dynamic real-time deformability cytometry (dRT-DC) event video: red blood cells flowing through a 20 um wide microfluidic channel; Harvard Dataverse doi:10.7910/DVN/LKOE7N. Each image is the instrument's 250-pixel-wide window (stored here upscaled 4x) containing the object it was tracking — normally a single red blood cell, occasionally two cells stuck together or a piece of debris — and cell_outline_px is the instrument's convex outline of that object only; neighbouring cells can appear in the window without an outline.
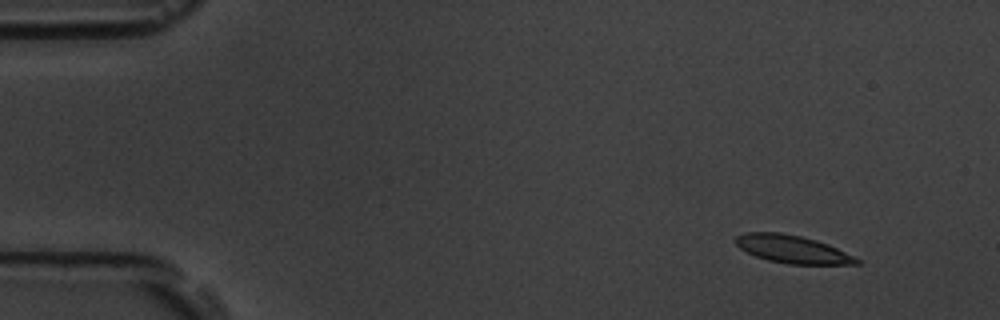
{"species": "common noctule bat (a hibernating species)", "species_latin": "Nyctalus noctula", "temperature_condition": "room temperature", "stored_images_in_passage": 50, "camera_frame_rate_fps": 3000, "um_per_image_px": 0.085, "animal": {"sex": "male", "body_mass_g": 19.5, "forearm_length_mm": 54.6}, "frame": {"image": 1, "passage_image": 1, "time_ms": 0.0, "image_size_px": [1000, 320], "cell_outline_px": [[860, 264], [788, 264], [768, 260], [756, 256], [740, 248], [736, 244], [736, 236], [748, 232], [780, 232], [800, 236], [816, 240], [828, 244], [860, 260]], "centroid_in_image_um": [67.34, 21.18], "position_along_channel_um": 17.7, "area_um2": 19.31}}
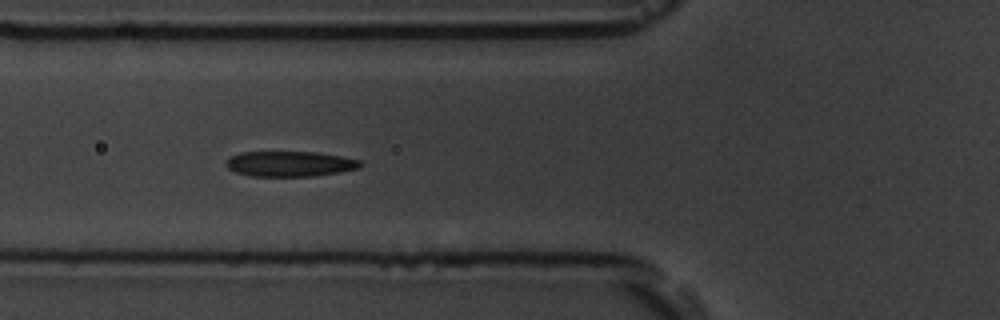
{"frame": {"image": 2, "passage_image": 16, "time_ms": 5.0, "image_size_px": [1000, 320], "cell_outline_px": [[364, 164], [360, 168], [340, 172], [312, 176], [252, 176], [236, 172], [228, 168], [224, 164], [232, 156], [240, 152], [320, 152], [364, 160]], "centroid_in_image_um": [24.72, 13.92], "position_along_channel_um": 101.1, "area_um2": 20.0}}
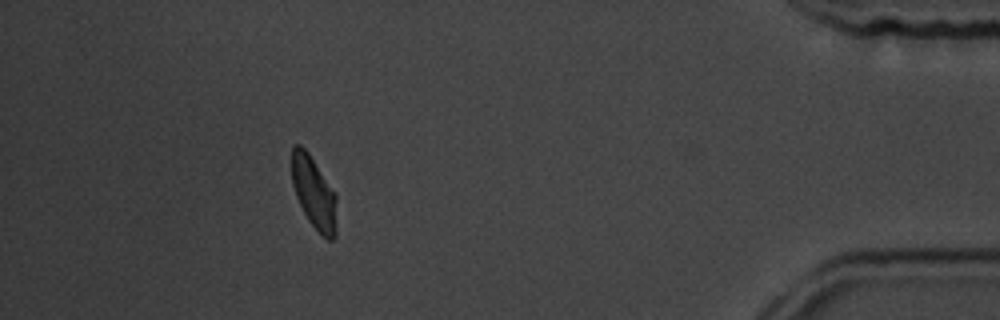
{"frame": {"image": 3, "passage_image": 45, "time_ms": 14.667, "image_size_px": [1000, 320], "cell_outline_px": [[336, 236], [332, 240], [328, 240], [308, 220], [296, 196], [292, 184], [292, 144], [300, 144], [308, 152], [336, 192]], "centroid_in_image_um": [26.69, 16.35], "position_along_channel_um": 408.5, "area_um2": 18.9}, "authors_computed_cell_mechanics": {"area_um2": 20.0855, "velocity_mm_per_s": 3.7428, "shape_relaxation_time_tau1_ms": 2.71, "shape_relaxation_time_tau2_ms": 2.2876, "deformation_change_tau1": 0.1162, "deformation_change_tau2": 0.0859}}